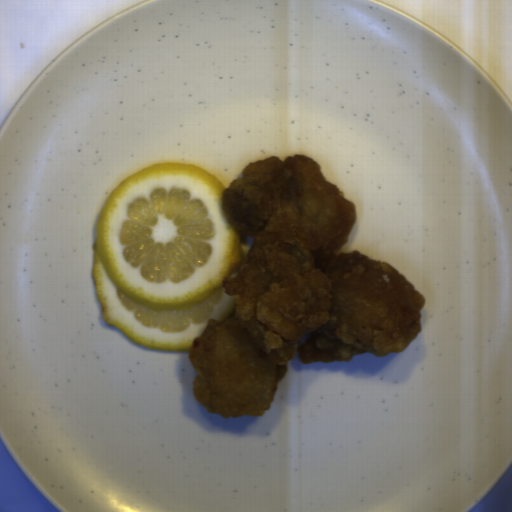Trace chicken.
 <instances>
[{
  "label": "chicken",
  "mask_w": 512,
  "mask_h": 512,
  "mask_svg": "<svg viewBox=\"0 0 512 512\" xmlns=\"http://www.w3.org/2000/svg\"><path fill=\"white\" fill-rule=\"evenodd\" d=\"M229 226L253 240L223 279L229 319L191 342L195 399L211 413L268 411L288 363L402 352L422 332L426 297L386 261L340 253L355 204L303 155L247 165L223 191Z\"/></svg>",
  "instance_id": "ae283196"
}]
</instances>
